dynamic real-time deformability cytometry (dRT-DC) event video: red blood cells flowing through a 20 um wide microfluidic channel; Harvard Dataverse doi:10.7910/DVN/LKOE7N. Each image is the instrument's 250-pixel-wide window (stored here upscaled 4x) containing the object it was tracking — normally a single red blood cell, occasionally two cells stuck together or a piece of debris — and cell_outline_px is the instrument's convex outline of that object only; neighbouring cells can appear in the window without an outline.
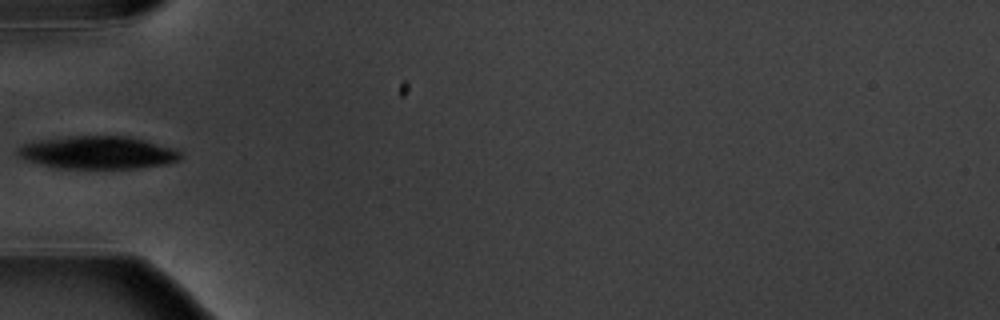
{"species": "common noctule bat (a hibernating species)", "species_latin": "Nyctalus noctula", "temperature_condition": "warm", "stored_images_in_passage": 3, "camera_frame_rate_fps": 3000, "um_per_image_px": 0.085, "animal": {"sex": "male", "body_mass_g": 20.1, "forearm_length_mm": 53.5}, "frame": {"image": 1, "passage_image": 2, "time_ms": 1.333, "image_size_px": [1000, 320], "cell_outline_px": [[184, 156], [180, 160], [168, 164], [136, 168], [56, 168], [24, 160], [16, 152], [16, 148], [24, 144], [36, 140], [72, 136], [128, 136], [176, 148]], "centroid_in_image_um": [8.33, 12.97], "position_along_channel_um": 76.7, "area_um2": 31.33}}